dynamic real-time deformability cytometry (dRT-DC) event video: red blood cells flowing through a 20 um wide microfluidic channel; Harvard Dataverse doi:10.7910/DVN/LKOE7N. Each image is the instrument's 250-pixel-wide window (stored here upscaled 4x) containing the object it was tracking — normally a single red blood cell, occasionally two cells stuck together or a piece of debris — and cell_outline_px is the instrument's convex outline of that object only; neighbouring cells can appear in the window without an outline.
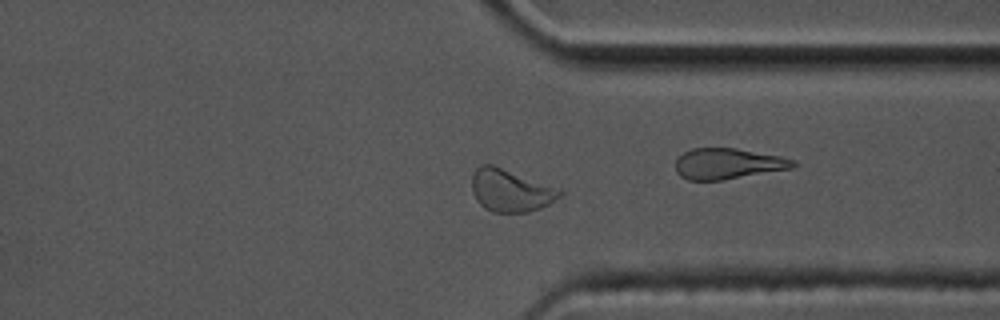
{"species": "common noctule bat (a hibernating species)", "species_latin": "Nyctalus noctula", "temperature_condition": "cold", "stored_images_in_passage": 52, "camera_frame_rate_fps": 3000, "um_per_image_px": 0.085, "animal": {"sex": "male", "body_mass_g": 17.5, "forearm_length_mm": 52.3}, "frame": {"image": 1, "passage_image": 37, "time_ms": 12.0, "image_size_px": [1000, 320], "cell_outline_px": [[564, 192], [560, 196], [548, 204], [540, 208], [528, 212], [492, 212], [484, 208], [476, 200], [472, 192], [472, 176], [476, 168], [480, 164], [492, 164]], "centroid_in_image_um": [43.31, 16.21], "position_along_channel_um": 368.1, "area_um2": 21.21}, "authors_computed_cell_mechanics": {"area_um2": 20.6346, "velocity_mm_per_s": 3.4195, "shape_relaxation_time_tau1_ms": 5.4067, "shape_relaxation_time_tau2_ms": 1.8302, "deformation_change_tau1": 0.1314, "deformation_change_tau2": 0.0615}}